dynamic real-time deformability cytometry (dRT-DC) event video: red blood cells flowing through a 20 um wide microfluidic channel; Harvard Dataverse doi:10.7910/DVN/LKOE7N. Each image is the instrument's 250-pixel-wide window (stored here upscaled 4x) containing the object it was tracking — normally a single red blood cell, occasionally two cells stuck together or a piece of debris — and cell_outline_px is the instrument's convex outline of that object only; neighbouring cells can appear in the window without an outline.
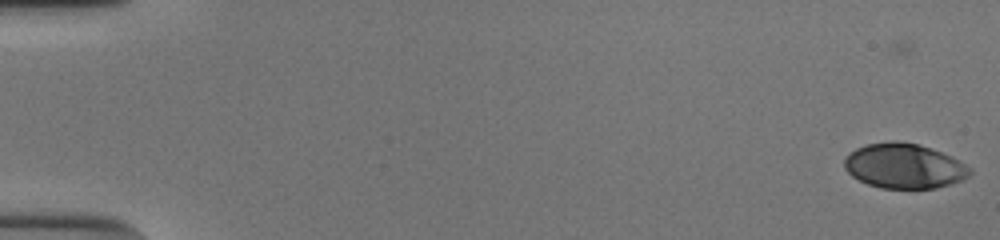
{"species": "human", "species_latin": "Homo sapiens", "temperature_condition": "cold", "stored_images_in_passage": 54, "camera_frame_rate_fps": 3000, "um_per_image_px": 0.085, "donor": {"sex": "male"}, "frame": {"image": 1, "passage_image": 1, "time_ms": 0.0, "image_size_px": [1000, 240], "cell_outline_px": [[972, 172], [968, 176], [960, 180], [936, 188], [880, 188], [868, 184], [852, 176], [844, 168], [844, 160], [848, 152], [856, 148], [868, 144], [892, 140], [900, 140], [920, 144], [952, 156], [972, 168]], "centroid_in_image_um": [76.84, 14.09], "position_along_channel_um": 8.2, "area_um2": 33.0}}
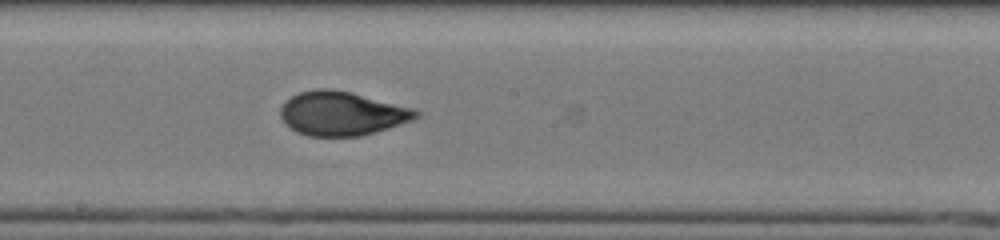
{"frame": {"image": 2, "passage_image": 31, "time_ms": 10.0, "image_size_px": [1000, 240], "cell_outline_px": [[420, 116], [412, 120], [388, 128], [360, 136], [308, 136], [296, 132], [280, 116], [280, 108], [292, 96], [300, 92], [316, 88], [332, 88], [352, 92], [416, 108], [420, 112]], "centroid_in_image_um": [29.11, 9.63], "position_along_channel_um": 219.1, "area_um2": 34.8}}
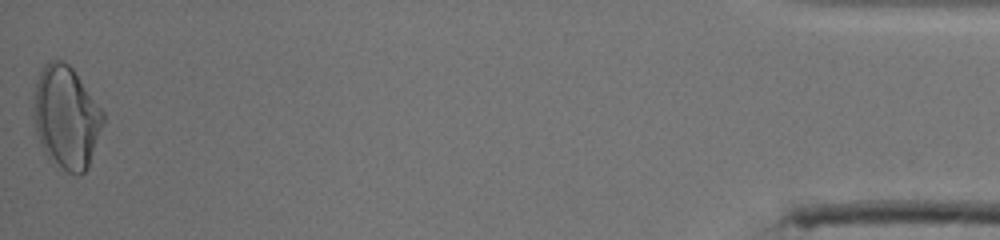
{"frame": {"image": 3, "passage_image": 54, "time_ms": 17.667, "image_size_px": [1000, 240], "cell_outline_px": [[104, 120], [88, 168], [80, 176], [76, 176], [68, 172], [48, 160], [40, 144], [36, 132], [32, 116], [32, 96], [36, 80], [44, 64], [48, 60], [64, 60], [72, 68], [104, 112]], "centroid_in_image_um": [5.58, 9.98], "position_along_channel_um": 429.6, "area_um2": 42.14}, "authors_computed_cell_mechanics": {"area_um2": 34.1598, "velocity_mm_per_s": 3.8666, "shape_relaxation_time_tau1_ms": 7.3231, "shape_relaxation_time_tau2_ms": 0.9444, "deformation_change_tau1": 0.2546, "deformation_change_tau2": 0.05}}